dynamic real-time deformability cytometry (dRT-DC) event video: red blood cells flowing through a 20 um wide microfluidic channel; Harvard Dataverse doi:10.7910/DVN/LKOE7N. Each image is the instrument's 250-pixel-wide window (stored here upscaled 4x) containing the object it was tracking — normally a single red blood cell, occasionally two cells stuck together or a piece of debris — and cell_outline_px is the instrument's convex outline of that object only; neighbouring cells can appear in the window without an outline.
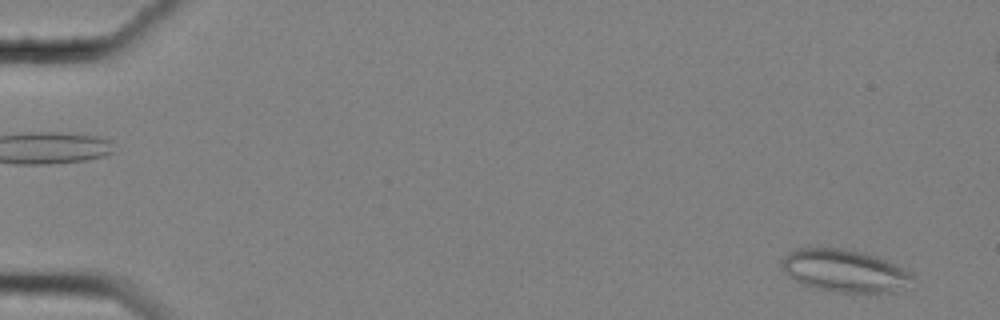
{"species": "common noctule bat (a hibernating species)", "species_latin": "Nyctalus noctula", "temperature_condition": "cold", "stored_images_in_passage": 59, "camera_frame_rate_fps": 3000, "um_per_image_px": 0.085, "animal": {"sex": "female", "body_mass_g": 25.1}, "frame": {"image": 1, "passage_image": 3, "time_ms": 0.667, "image_size_px": [1000, 320], "cell_outline_px": [[912, 276], [892, 292], [832, 292], [800, 284], [788, 276], [780, 264], [780, 260], [788, 252], [796, 248], [840, 248], [872, 256], [884, 260], [912, 272]], "centroid_in_image_um": [71.63, 23.01], "position_along_channel_um": 13.4, "area_um2": 31.56}}
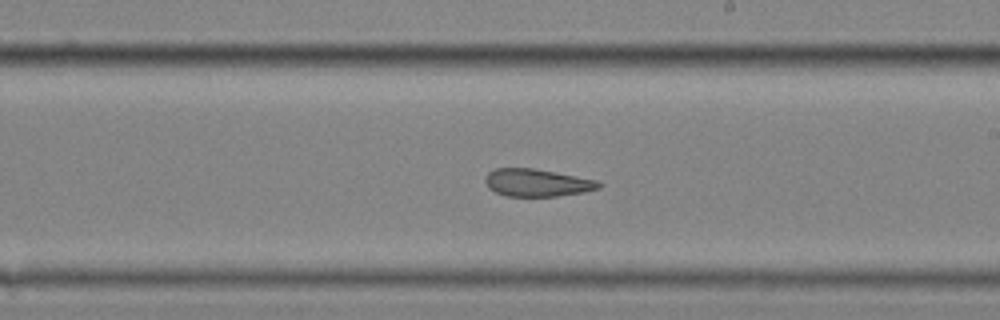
{"frame": {"image": 2, "passage_image": 35, "time_ms": 11.333, "image_size_px": [1000, 320], "cell_outline_px": [[604, 184], [600, 188], [584, 192], [556, 196], [504, 196], [488, 188], [484, 180], [488, 172], [496, 168], [536, 168], [596, 180]], "centroid_in_image_um": [45.64, 15.53], "position_along_channel_um": 243.4, "area_um2": 18.32}}
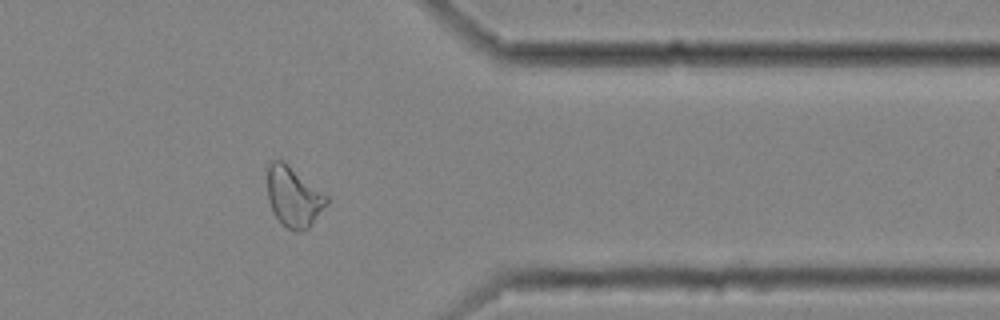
{"frame": {"image": 3, "passage_image": 48, "time_ms": 15.667, "image_size_px": [1000, 320], "cell_outline_px": [[328, 200], [312, 224], [308, 228], [296, 232], [280, 224], [272, 212], [268, 200], [268, 164], [272, 160], [284, 160], [328, 196]], "centroid_in_image_um": [24.93, 16.72], "position_along_channel_um": 386.5, "area_um2": 20.75}, "authors_computed_cell_mechanics": {"area_um2": 21.8484, "velocity_mm_per_s": 3.5005, "shape_relaxation_time_tau1_ms": null, "shape_relaxation_time_tau2_ms": 2.7027, "deformation_change_tau1": null, "deformation_change_tau2": 0.1134}}